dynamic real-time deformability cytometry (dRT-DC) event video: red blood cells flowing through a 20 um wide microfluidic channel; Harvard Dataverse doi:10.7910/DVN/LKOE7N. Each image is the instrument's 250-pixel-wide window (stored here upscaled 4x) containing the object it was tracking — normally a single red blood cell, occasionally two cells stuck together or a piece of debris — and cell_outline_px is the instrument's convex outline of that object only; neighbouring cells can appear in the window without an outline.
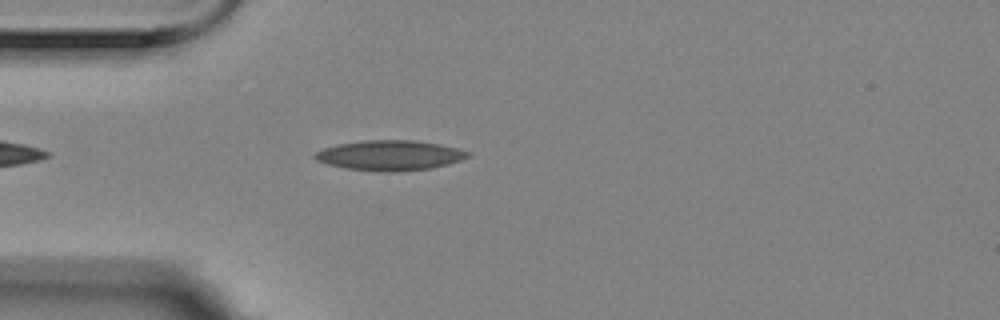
{"species": "Egyptian fruit bat (a non-hibernating species)", "species_latin": "Rousettus aegyptiacus", "temperature_condition": "room temperature", "stored_images_in_passage": 45, "camera_frame_rate_fps": 3000, "um_per_image_px": 0.085, "animal": {"sex": "female"}, "frame": {"image": 1, "passage_image": 4, "time_ms": 1.0, "image_size_px": [1000, 320], "cell_outline_px": [[472, 156], [460, 160], [432, 168], [396, 172], [380, 172], [348, 168], [328, 164], [316, 160], [312, 156], [316, 152], [324, 148], [336, 144], [364, 140], [412, 140], [436, 144], [456, 148], [472, 152]], "centroid_in_image_um": [33.13, 13.21], "position_along_channel_um": 51.9, "area_um2": 26.76}}
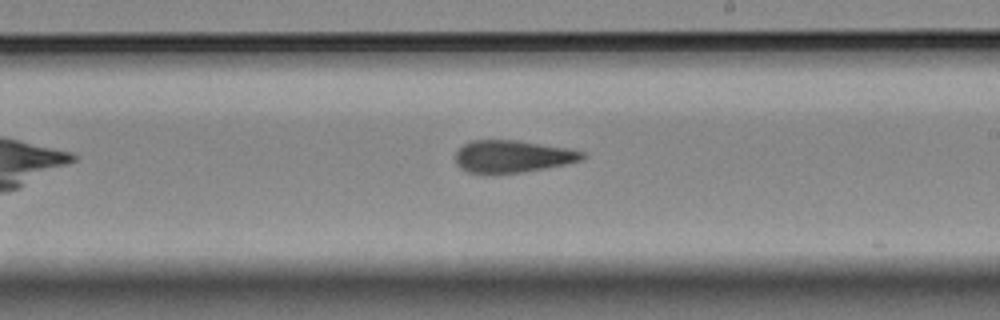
{"frame": {"image": 2, "passage_image": 21, "time_ms": 6.667, "image_size_px": [1000, 320], "cell_outline_px": [[588, 156], [580, 160], [564, 164], [544, 168], [520, 172], [492, 176], [468, 172], [460, 168], [456, 164], [456, 152], [464, 144], [472, 140], [516, 140], [564, 148], [584, 152]], "centroid_in_image_um": [43.49, 13.32], "position_along_channel_um": 245.5, "area_um2": 23.99}}
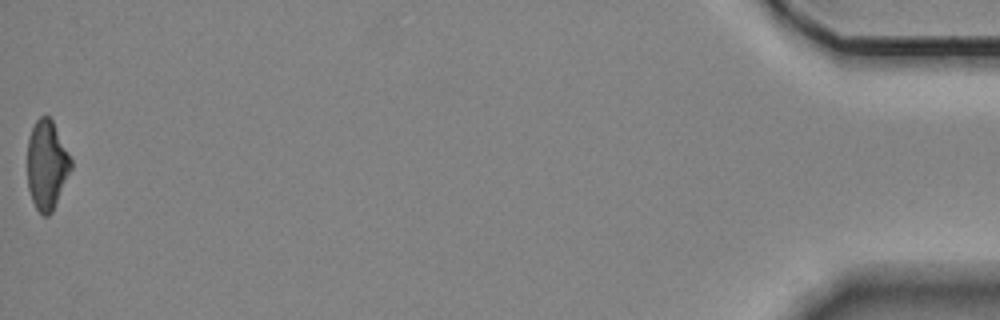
{"frame": {"image": 3, "passage_image": 45, "time_ms": 14.667, "image_size_px": [1000, 320], "cell_outline_px": [[72, 168], [52, 212], [48, 216], [44, 216], [36, 208], [32, 200], [28, 188], [28, 140], [32, 128], [36, 120], [40, 116], [48, 116], [52, 120], [72, 160]], "centroid_in_image_um": [3.98, 14.03], "position_along_channel_um": 431.2, "area_um2": 22.43}, "authors_computed_cell_mechanics": {"area_um2": 24.2182, "velocity_mm_per_s": 3.5365, "shape_relaxation_time_tau1_ms": null, "shape_relaxation_time_tau2_ms": 4.1404, "deformation_change_tau1": null, "deformation_change_tau2": 0.1346}}